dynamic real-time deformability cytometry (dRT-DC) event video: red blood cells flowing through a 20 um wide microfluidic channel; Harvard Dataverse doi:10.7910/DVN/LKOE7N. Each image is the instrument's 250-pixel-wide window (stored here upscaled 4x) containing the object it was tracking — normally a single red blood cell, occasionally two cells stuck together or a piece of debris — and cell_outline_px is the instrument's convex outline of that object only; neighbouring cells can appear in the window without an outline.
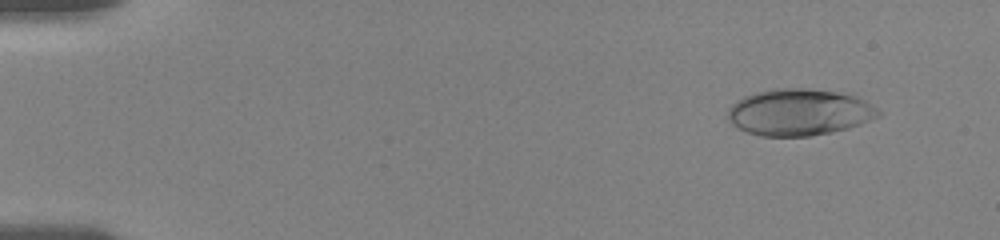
{"species": "human", "species_latin": "Homo sapiens", "temperature_condition": "room temperature", "stored_images_in_passage": 56, "camera_frame_rate_fps": 3000, "um_per_image_px": 0.085, "donor": {"sex": "female"}, "frame": {"image": 1, "passage_image": 5, "time_ms": 1.333, "image_size_px": [1000, 240], "cell_outline_px": [[884, 112], [880, 116], [860, 124], [848, 128], [832, 132], [812, 136], [760, 136], [748, 132], [732, 124], [728, 120], [728, 108], [732, 104], [744, 96], [756, 92], [776, 88], [808, 88], [836, 92], [856, 96], [864, 100]], "centroid_in_image_um": [67.95, 9.54], "position_along_channel_um": 17.0, "area_um2": 40.98}}
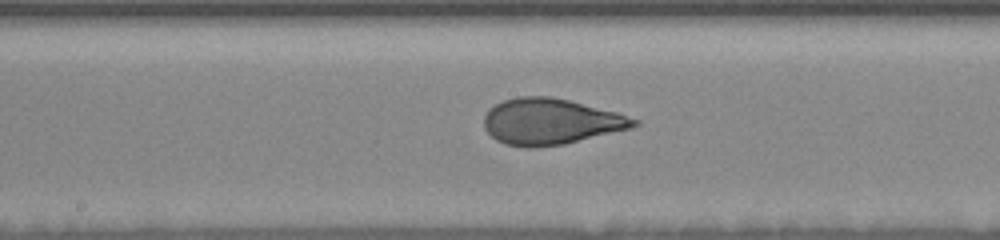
{"frame": {"image": 2, "passage_image": 30, "time_ms": 9.667, "image_size_px": [1000, 240], "cell_outline_px": [[640, 124], [632, 128], [564, 144], [532, 148], [528, 148], [504, 144], [496, 140], [484, 128], [484, 116], [488, 108], [504, 100], [516, 96], [552, 96], [616, 112], [640, 120]], "centroid_in_image_um": [46.79, 10.33], "position_along_channel_um": 201.4, "area_um2": 40.34}}
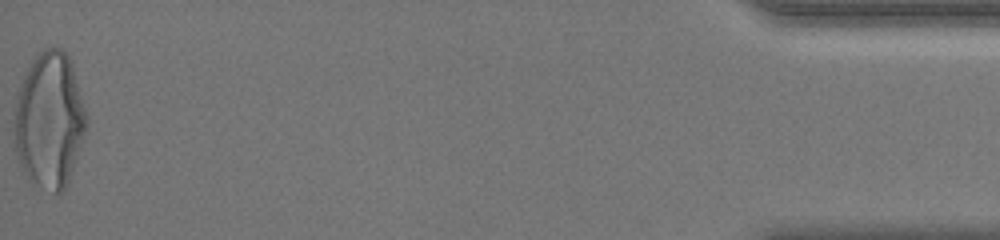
{"frame": {"image": 3, "passage_image": 56, "time_ms": 18.333, "image_size_px": [1000, 240], "cell_outline_px": [[88, 120], [68, 180], [64, 188], [60, 192], [56, 192], [32, 184], [20, 168], [16, 152], [16, 92], [32, 56], [44, 48], [60, 48], [68, 56], [72, 64], [88, 116]], "centroid_in_image_um": [4.19, 10.16], "position_along_channel_um": 431.0, "area_um2": 56.76}, "authors_computed_cell_mechanics": {"area_um2": 39.882, "velocity_mm_per_s": 3.6336, "shape_relaxation_time_tau1_ms": 4.7844, "shape_relaxation_time_tau2_ms": 0.6915, "deformation_change_tau1": 0.1926, "deformation_change_tau2": 0.0704}}